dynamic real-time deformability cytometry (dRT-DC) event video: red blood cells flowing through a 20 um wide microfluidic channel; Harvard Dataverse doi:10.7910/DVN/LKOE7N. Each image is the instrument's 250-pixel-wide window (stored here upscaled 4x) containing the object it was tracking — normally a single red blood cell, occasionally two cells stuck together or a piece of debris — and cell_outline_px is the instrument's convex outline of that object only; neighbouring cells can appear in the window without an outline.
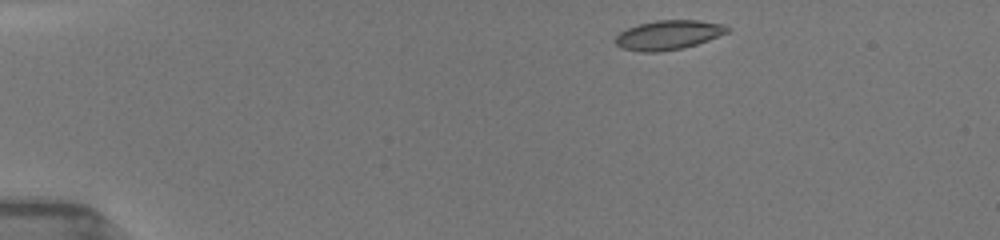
{"species": "common noctule bat (a hibernating species)", "species_latin": "Nyctalus noctula", "temperature_condition": "room temperature", "stored_images_in_passage": 7, "camera_frame_rate_fps": 3000, "um_per_image_px": 0.085, "animal": {"sex": "female", "body_mass_g": 19.5, "forearm_length_mm": 54.1}, "frame": {"image": 1, "passage_image": 1, "time_ms": 0.0, "image_size_px": [1000, 240], "cell_outline_px": [[732, 28], [728, 32], [708, 40], [696, 44], [680, 48], [660, 52], [640, 52], [620, 48], [612, 40], [620, 32], [628, 28], [640, 24], [656, 20], [700, 20], [724, 24]], "centroid_in_image_um": [56.8, 2.97], "position_along_channel_um": 28.2, "area_um2": 19.25}}
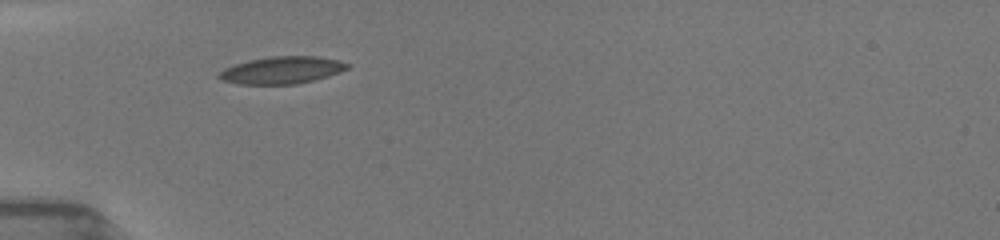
{"frame": {"image": 2, "passage_image": 6, "time_ms": 2.667, "image_size_px": [1000, 240], "cell_outline_px": [[352, 64], [348, 68], [340, 72], [328, 76], [296, 84], [236, 84], [220, 80], [216, 76], [224, 68], [248, 60], [272, 56], [316, 56], [336, 60]], "centroid_in_image_um": [23.93, 5.96], "position_along_channel_um": 61.1, "area_um2": 20.35}}
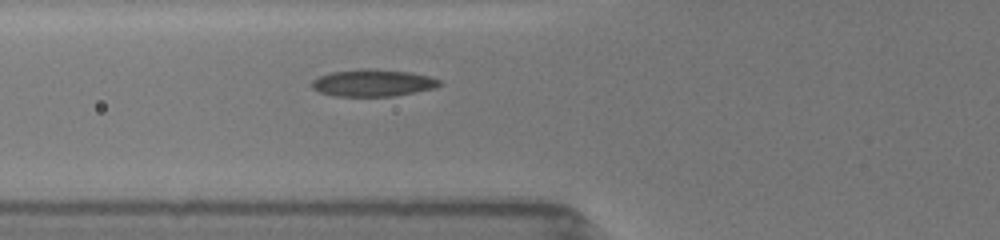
{"frame": {"image": 3, "passage_image": 7, "time_ms": 3.667, "image_size_px": [1000, 240], "cell_outline_px": [[444, 84], [436, 88], [392, 96], [336, 96], [320, 92], [312, 88], [312, 80], [320, 76], [332, 72], [360, 68], [376, 68], [412, 72], [428, 76], [440, 80]], "centroid_in_image_um": [31.73, 7.03], "position_along_channel_um": 94.1, "area_um2": 20.29}}